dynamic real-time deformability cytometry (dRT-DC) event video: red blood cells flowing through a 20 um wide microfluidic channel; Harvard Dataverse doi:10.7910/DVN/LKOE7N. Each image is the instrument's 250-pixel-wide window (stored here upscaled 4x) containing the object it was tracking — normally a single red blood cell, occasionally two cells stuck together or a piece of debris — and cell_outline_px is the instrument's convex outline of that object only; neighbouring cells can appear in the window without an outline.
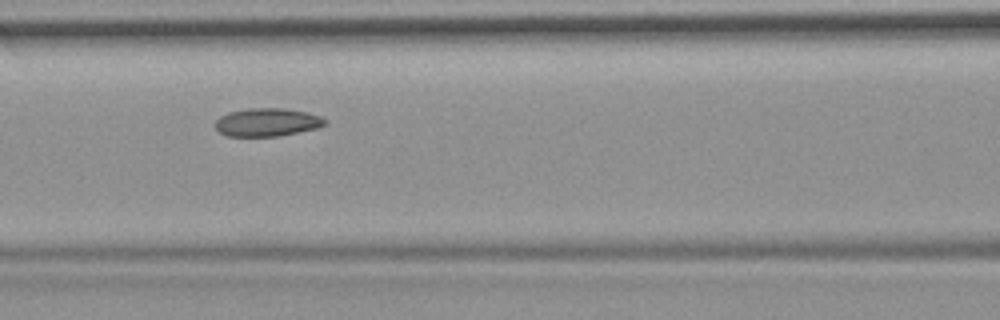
{"species": "common noctule bat (a hibernating species)", "species_latin": "Nyctalus noctula", "temperature_condition": "room temperature", "stored_images_in_passage": 6, "camera_frame_rate_fps": 3000, "um_per_image_px": 0.085, "animal": {"sex": "female", "body_mass_g": 19.9}, "frame": {"image": 1, "passage_image": 6, "time_ms": 1.667, "image_size_px": [1000, 320], "cell_outline_px": [[328, 124], [316, 128], [280, 136], [224, 136], [216, 128], [216, 120], [220, 116], [228, 112], [248, 108], [284, 108], [308, 112], [320, 116], [328, 120]], "centroid_in_image_um": [22.73, 10.38], "position_along_channel_um": 143.9, "area_um2": 18.15}}